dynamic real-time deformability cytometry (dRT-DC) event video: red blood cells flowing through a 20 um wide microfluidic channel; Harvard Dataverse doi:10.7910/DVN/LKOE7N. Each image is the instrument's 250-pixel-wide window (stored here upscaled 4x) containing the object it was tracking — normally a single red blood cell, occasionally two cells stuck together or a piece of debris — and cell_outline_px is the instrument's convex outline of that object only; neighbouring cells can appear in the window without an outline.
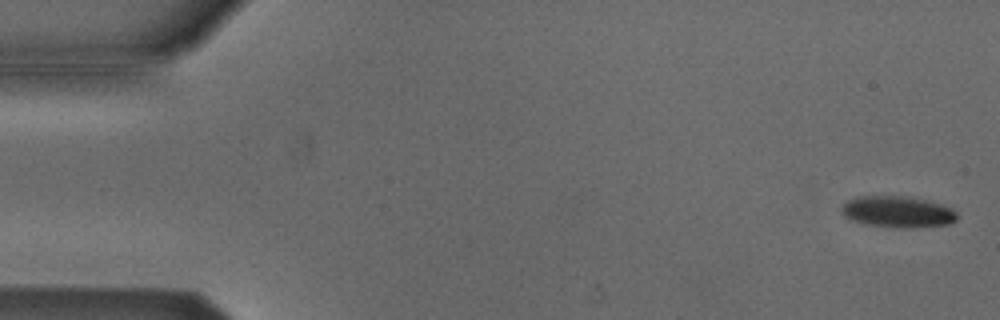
{"species": "Egyptian fruit bat (a non-hibernating species)", "species_latin": "Rousettus aegyptiacus", "temperature_condition": "cold", "stored_images_in_passage": 54, "camera_frame_rate_fps": 3000, "um_per_image_px": 0.085, "animal": {"sex": "male"}, "frame": {"image": 1, "passage_image": 2, "time_ms": 0.333, "image_size_px": [1000, 320], "cell_outline_px": [[956, 220], [948, 224], [912, 228], [904, 228], [868, 224], [844, 216], [840, 208], [848, 200], [856, 196], [908, 196], [940, 204], [952, 208], [956, 212]], "centroid_in_image_um": [76.31, 17.99], "position_along_channel_um": 8.7, "area_um2": 20.81}}
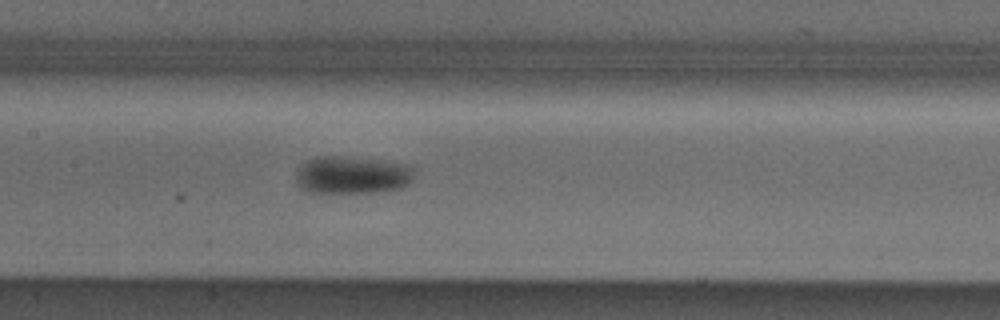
{"frame": {"image": 2, "passage_image": 26, "time_ms": 8.333, "image_size_px": [1000, 320], "cell_outline_px": [[412, 180], [408, 184], [400, 188], [384, 192], [308, 192], [300, 188], [296, 180], [296, 168], [308, 160], [316, 156], [336, 156], [412, 164]], "centroid_in_image_um": [29.91, 14.88], "position_along_channel_um": 177.5, "area_um2": 25.95}}
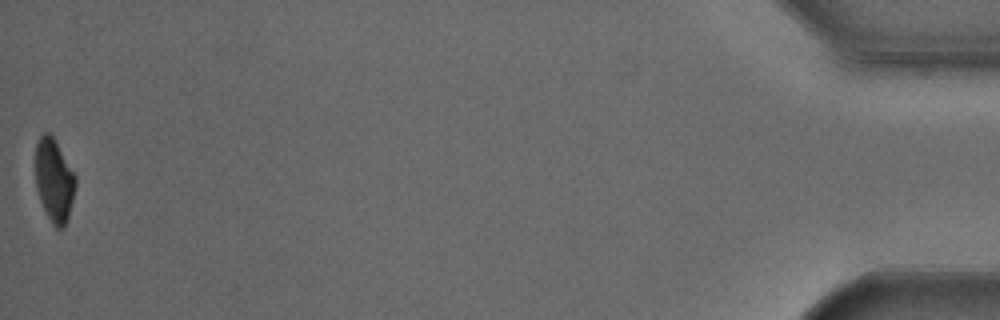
{"frame": {"image": 3, "passage_image": 54, "time_ms": 17.667, "image_size_px": [1000, 320], "cell_outline_px": [[76, 184], [68, 216], [64, 228], [56, 228], [52, 224], [40, 200], [36, 188], [36, 144], [40, 136], [44, 132], [48, 132], [56, 140], [76, 176]], "centroid_in_image_um": [4.6, 15.3], "position_along_channel_um": 430.6, "area_um2": 19.25}, "authors_computed_cell_mechanics": {"area_um2": 22.8021, "velocity_mm_per_s": 3.8173, "shape_relaxation_time_tau1_ms": 1.4161, "shape_relaxation_time_tau2_ms": null, "deformation_change_tau1": 0.1039, "deformation_change_tau2": null}}